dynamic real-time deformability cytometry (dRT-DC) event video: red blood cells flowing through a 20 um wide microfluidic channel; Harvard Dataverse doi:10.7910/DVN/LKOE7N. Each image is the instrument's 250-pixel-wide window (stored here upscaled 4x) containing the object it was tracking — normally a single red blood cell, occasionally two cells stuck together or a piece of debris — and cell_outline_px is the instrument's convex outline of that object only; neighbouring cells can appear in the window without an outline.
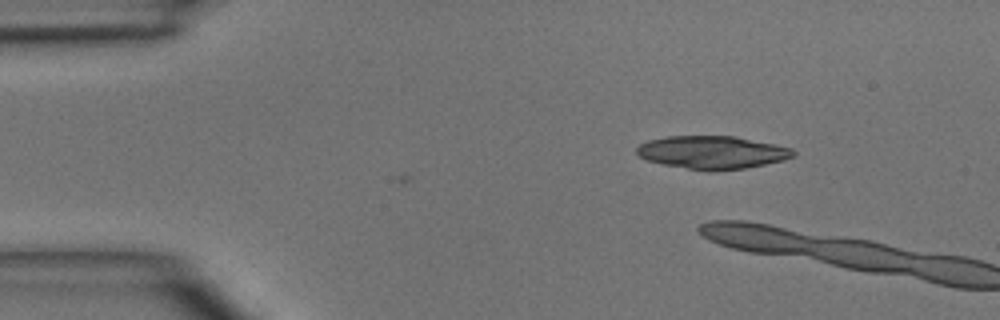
{"species": "common noctule bat (a hibernating species)", "species_latin": "Nyctalus noctula", "temperature_condition": "room temperature", "stored_images_in_passage": 2, "camera_frame_rate_fps": 3000, "um_per_image_px": 0.085, "animal": {"sex": "male", "body_mass_g": 15.6}, "frame": {"image": 1, "passage_image": 2, "time_ms": 1.333, "image_size_px": [1000, 320], "cell_outline_px": [[796, 156], [784, 160], [744, 168], [712, 172], [708, 172], [664, 164], [648, 160], [640, 156], [636, 152], [636, 148], [640, 144], [648, 140], [664, 136], [736, 136], [776, 144], [792, 148], [796, 152]], "centroid_in_image_um": [60.57, 12.95], "position_along_channel_um": 24.4, "area_um2": 30.29}}